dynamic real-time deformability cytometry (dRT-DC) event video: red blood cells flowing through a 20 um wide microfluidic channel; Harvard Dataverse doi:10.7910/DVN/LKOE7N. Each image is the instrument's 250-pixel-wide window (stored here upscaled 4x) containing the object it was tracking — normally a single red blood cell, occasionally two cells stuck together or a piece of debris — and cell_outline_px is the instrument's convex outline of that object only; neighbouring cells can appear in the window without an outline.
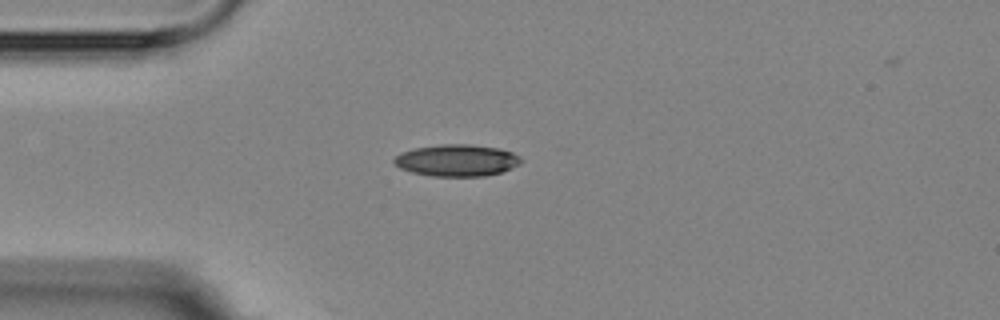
{"species": "Egyptian fruit bat (a non-hibernating species)", "species_latin": "Rousettus aegyptiacus", "temperature_condition": "room temperature", "stored_images_in_passage": 5, "camera_frame_rate_fps": 3000, "um_per_image_px": 0.085, "animal": {"sex": "female"}, "frame": {"image": 1, "passage_image": 5, "time_ms": 5.333, "image_size_px": [1000, 320], "cell_outline_px": [[524, 160], [520, 164], [512, 168], [500, 172], [484, 176], [432, 176], [412, 172], [400, 168], [392, 160], [400, 152], [416, 148], [440, 144], [468, 144], [500, 148], [512, 152], [520, 156]], "centroid_in_image_um": [38.86, 13.62], "position_along_channel_um": 46.1, "area_um2": 23.58}}